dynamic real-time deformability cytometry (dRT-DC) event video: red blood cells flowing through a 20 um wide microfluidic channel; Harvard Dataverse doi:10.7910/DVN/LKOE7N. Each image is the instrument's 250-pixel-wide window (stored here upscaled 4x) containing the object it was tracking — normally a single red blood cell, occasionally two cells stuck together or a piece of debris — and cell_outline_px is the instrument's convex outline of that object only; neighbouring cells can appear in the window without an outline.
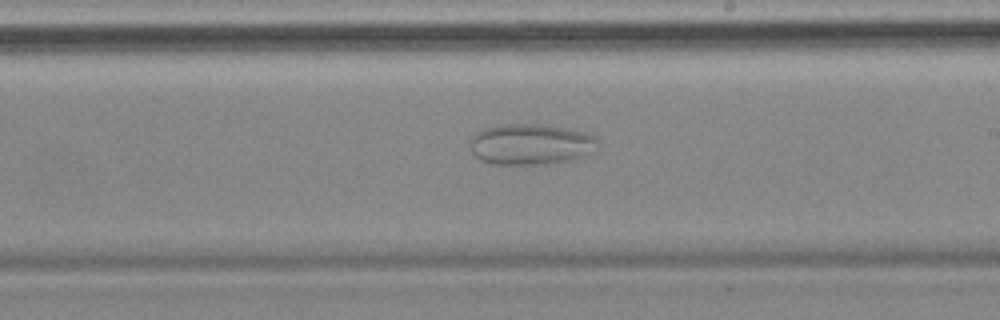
{"species": "common noctule bat (a hibernating species)", "species_latin": "Nyctalus noctula", "temperature_condition": "cold", "stored_images_in_passage": 42, "camera_frame_rate_fps": 3000, "um_per_image_px": 0.085, "animal": {"sex": "female", "body_mass_g": 18.4}, "frame": {"image": 1, "passage_image": 18, "time_ms": 5.667, "image_size_px": [1000, 320], "cell_outline_px": [[596, 140], [580, 156], [572, 160], [552, 164], [492, 164], [480, 160], [472, 152], [472, 140], [484, 128], [504, 124], [540, 124], [568, 128], [592, 136]], "centroid_in_image_um": [45.02, 12.27], "position_along_channel_um": 244.0, "area_um2": 29.36}}
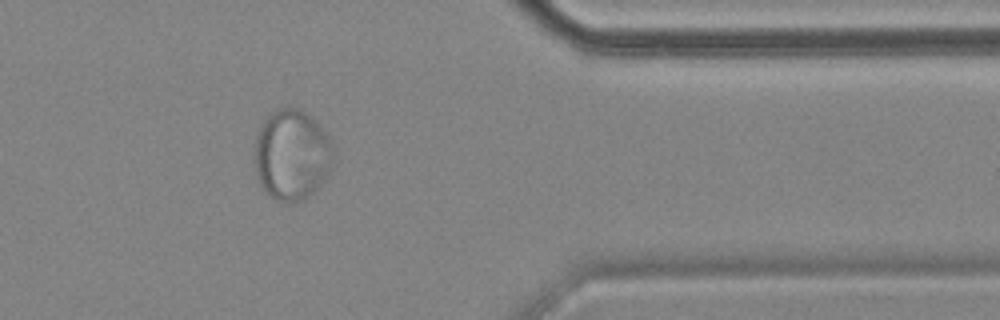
{"frame": {"image": 2, "passage_image": 32, "time_ms": 10.333, "image_size_px": [1000, 320], "cell_outline_px": [[332, 156], [328, 168], [320, 184], [304, 200], [288, 204], [276, 200], [260, 184], [256, 172], [256, 136], [260, 124], [276, 108], [300, 108], [312, 116], [320, 124], [332, 140]], "centroid_in_image_um": [24.8, 13.13], "position_along_channel_um": 386.6, "area_um2": 41.27}}
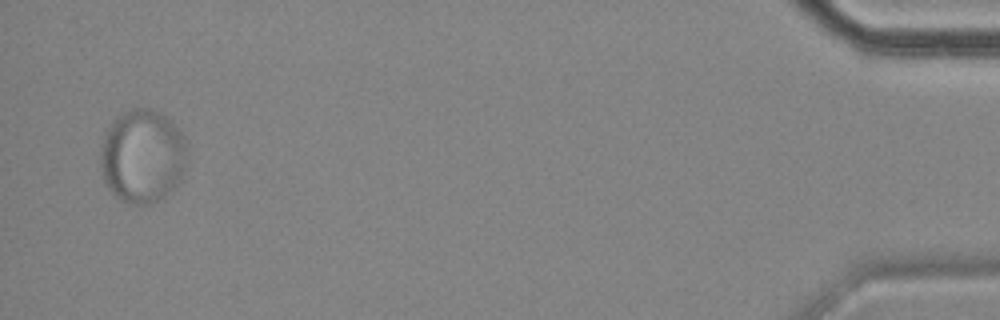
{"frame": {"image": 3, "passage_image": 41, "time_ms": 13.333, "image_size_px": [1000, 320], "cell_outline_px": [[188, 152], [184, 168], [180, 180], [164, 196], [148, 204], [132, 204], [120, 200], [108, 188], [104, 180], [100, 164], [100, 156], [104, 136], [108, 128], [124, 112], [132, 108], [148, 108], [160, 112], [180, 132]], "centroid_in_image_um": [12.1, 13.29], "position_along_channel_um": 423.1, "area_um2": 46.59}}